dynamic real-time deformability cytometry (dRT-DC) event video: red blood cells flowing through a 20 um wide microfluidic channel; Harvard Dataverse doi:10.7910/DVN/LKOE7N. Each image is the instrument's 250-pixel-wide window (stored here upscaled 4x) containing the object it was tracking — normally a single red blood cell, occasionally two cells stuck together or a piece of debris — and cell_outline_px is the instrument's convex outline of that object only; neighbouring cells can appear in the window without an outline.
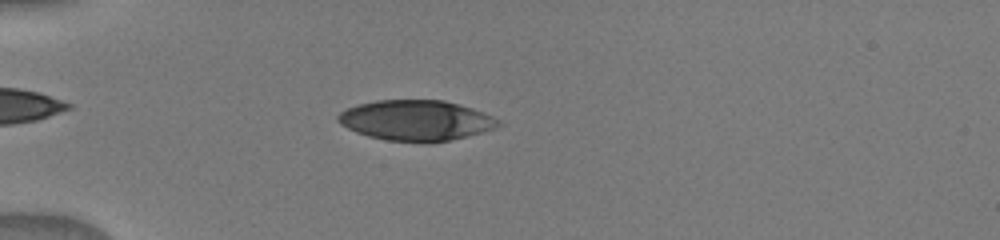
{"species": "human", "species_latin": "Homo sapiens", "temperature_condition": "warm", "stored_images_in_passage": 33, "camera_frame_rate_fps": 3000, "um_per_image_px": 0.085, "donor": {"sex": "male"}, "frame": {"image": 1, "passage_image": 6, "time_ms": 3.0, "image_size_px": [1000, 240], "cell_outline_px": [[504, 124], [496, 128], [468, 136], [428, 144], [388, 140], [368, 136], [356, 132], [340, 124], [336, 120], [336, 116], [340, 112], [348, 108], [360, 104], [376, 100], [444, 100], [460, 104], [472, 108], [500, 120]], "centroid_in_image_um": [35.38, 10.24], "position_along_channel_um": 49.6, "area_um2": 38.03}}
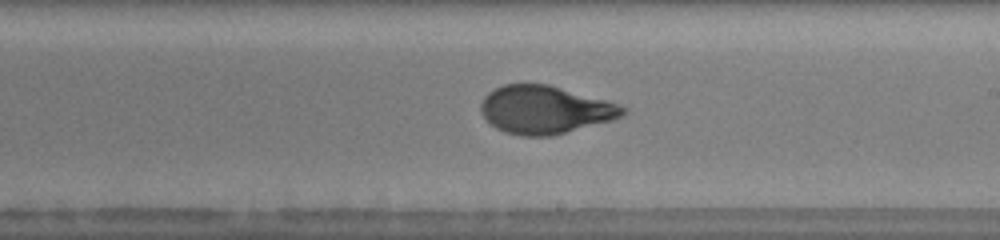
{"frame": {"image": 2, "passage_image": 20, "time_ms": 8.333, "image_size_px": [1000, 240], "cell_outline_px": [[628, 112], [612, 120], [552, 136], [520, 136], [504, 132], [496, 128], [480, 112], [480, 104], [484, 96], [488, 92], [504, 84], [548, 84], [608, 100], [628, 108]], "centroid_in_image_um": [46.33, 9.33], "position_along_channel_um": 242.7, "area_um2": 39.82}}
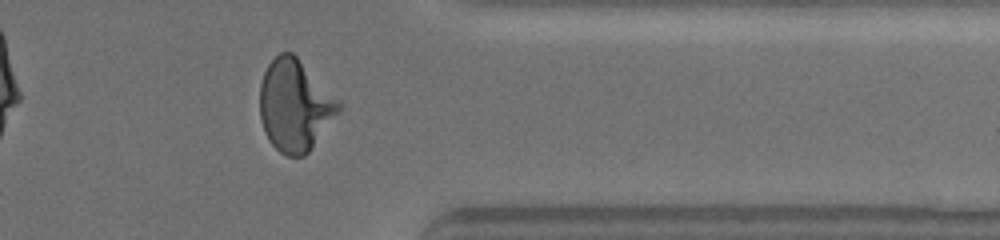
{"frame": {"image": 3, "passage_image": 30, "time_ms": 12.0, "image_size_px": [1000, 240], "cell_outline_px": [[340, 112], [308, 152], [304, 156], [288, 156], [280, 152], [268, 140], [260, 120], [260, 84], [264, 72], [268, 64], [280, 52], [292, 52], [296, 56], [340, 104]], "centroid_in_image_um": [25.02, 8.99], "position_along_channel_um": 386.4, "area_um2": 41.33}}